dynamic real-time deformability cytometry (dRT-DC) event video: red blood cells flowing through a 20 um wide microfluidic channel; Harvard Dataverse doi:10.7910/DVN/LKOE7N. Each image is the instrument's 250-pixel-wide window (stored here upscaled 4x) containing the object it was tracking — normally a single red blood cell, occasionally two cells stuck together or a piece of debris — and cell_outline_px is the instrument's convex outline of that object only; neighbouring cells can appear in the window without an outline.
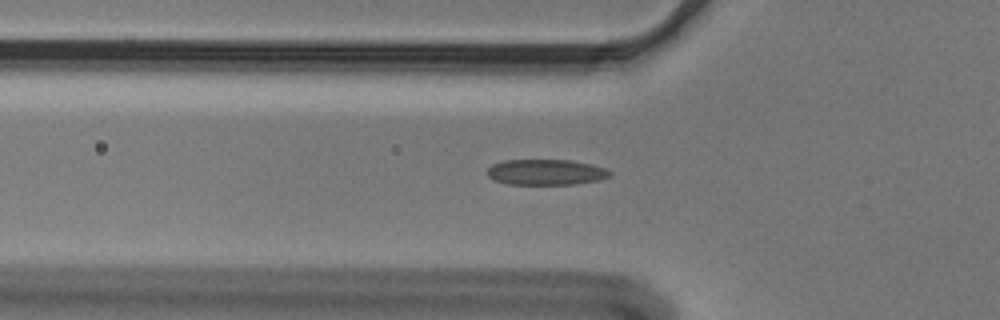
{"species": "Egyptian fruit bat (a non-hibernating species)", "species_latin": "Rousettus aegyptiacus", "temperature_condition": "cold", "stored_images_in_passage": 42, "camera_frame_rate_fps": 3000, "um_per_image_px": 0.085, "animal": {"sex": "male"}, "frame": {"image": 1, "passage_image": 11, "time_ms": 3.333, "image_size_px": [1000, 320], "cell_outline_px": [[612, 172], [608, 176], [600, 180], [576, 184], [508, 184], [492, 180], [488, 176], [488, 168], [492, 164], [504, 160], [572, 160], [592, 164], [604, 168]], "centroid_in_image_um": [46.39, 14.63], "position_along_channel_um": 79.4, "area_um2": 18.38}}
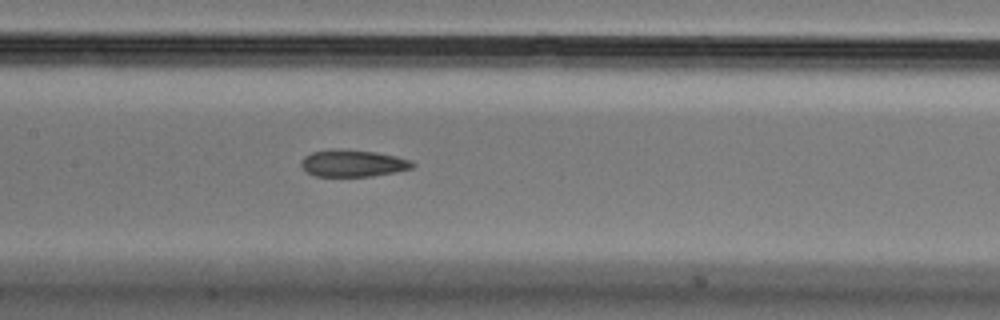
{"frame": {"image": 2, "passage_image": 19, "time_ms": 6.0, "image_size_px": [1000, 320], "cell_outline_px": [[416, 164], [412, 168], [396, 172], [372, 176], [316, 176], [308, 172], [300, 164], [300, 160], [304, 156], [312, 152], [332, 148], [376, 152], [396, 156], [412, 160]], "centroid_in_image_um": [30.01, 13.87], "position_along_channel_um": 177.4, "area_um2": 17.57}}
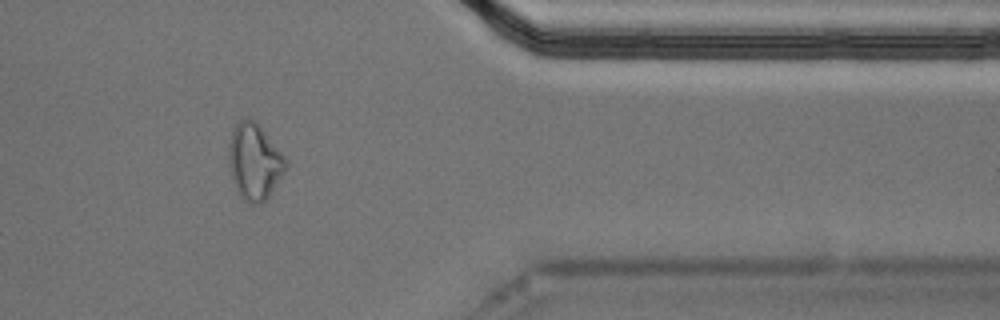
{"frame": {"image": 3, "passage_image": 38, "time_ms": 12.333, "image_size_px": [1000, 320], "cell_outline_px": [[288, 164], [284, 172], [268, 200], [260, 204], [248, 204], [240, 196], [236, 188], [228, 164], [228, 144], [232, 132], [236, 124], [244, 116], [248, 116], [260, 124], [284, 156]], "centroid_in_image_um": [21.63, 13.73], "position_along_channel_um": 389.8, "area_um2": 25.72}, "authors_computed_cell_mechanics": {"area_um2": 18.3804, "velocity_mm_per_s": 3.6254, "shape_relaxation_time_tau1_ms": null, "shape_relaxation_time_tau2_ms": 3.1285, "deformation_change_tau1": null, "deformation_change_tau2": 0.1056}}